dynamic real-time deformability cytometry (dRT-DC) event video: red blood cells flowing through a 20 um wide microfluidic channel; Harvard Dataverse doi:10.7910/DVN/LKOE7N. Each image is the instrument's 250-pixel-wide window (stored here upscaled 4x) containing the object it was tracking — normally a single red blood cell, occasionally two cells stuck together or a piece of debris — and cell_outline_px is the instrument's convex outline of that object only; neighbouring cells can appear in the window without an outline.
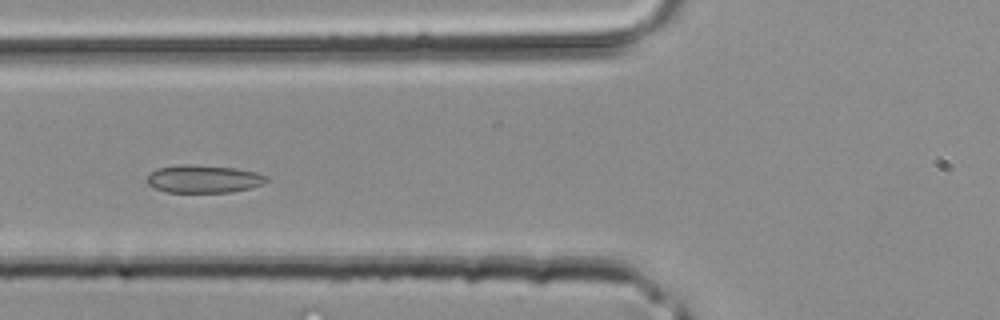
{"species": "common noctule bat (a hibernating species)", "species_latin": "Nyctalus noctula", "temperature_condition": "room temperature", "stored_images_in_passage": 37, "camera_frame_rate_fps": 3000, "um_per_image_px": 0.085, "animal": {"sex": "male", "body_mass_g": 20.4}, "frame": {"image": 1, "passage_image": 12, "time_ms": 3.667, "image_size_px": [1000, 320], "cell_outline_px": [[268, 180], [252, 188], [232, 192], [164, 192], [148, 184], [148, 176], [156, 168], [180, 164], [184, 164], [236, 168], [256, 172], [268, 176]], "centroid_in_image_um": [17.32, 15.21], "position_along_channel_um": 108.5, "area_um2": 19.31}}
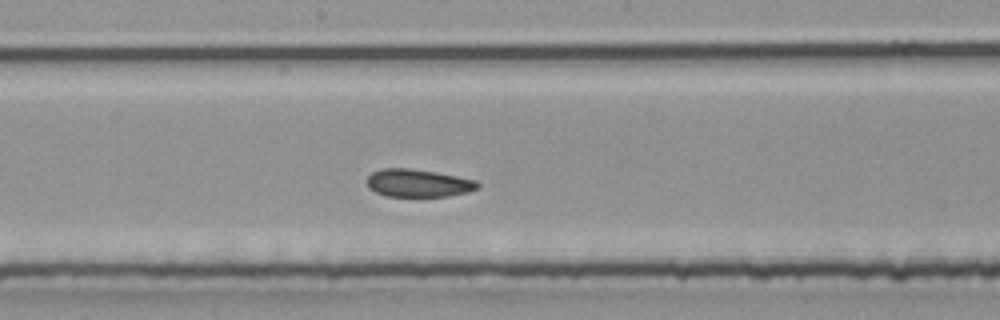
{"frame": {"image": 2, "passage_image": 18, "time_ms": 5.667, "image_size_px": [1000, 320], "cell_outline_px": [[480, 188], [468, 192], [448, 196], [388, 196], [376, 192], [368, 188], [368, 176], [372, 172], [380, 168], [408, 168], [456, 176], [476, 180], [480, 184]], "centroid_in_image_um": [35.55, 15.56], "position_along_channel_um": 212.6, "area_um2": 17.8}}
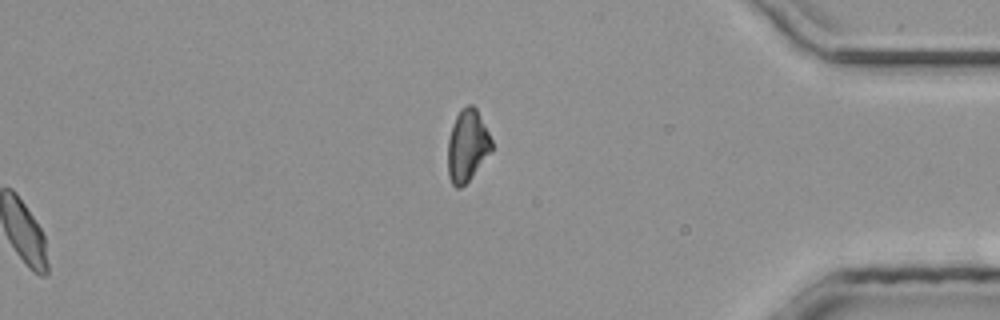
{"frame": {"image": 3, "passage_image": 37, "time_ms": 12.0, "image_size_px": [1000, 320], "cell_outline_px": [[492, 152], [472, 176], [460, 188], [456, 188], [452, 184], [448, 176], [448, 140], [452, 124], [460, 108], [468, 104], [472, 104], [476, 108], [492, 140]], "centroid_in_image_um": [39.72, 12.37], "position_along_channel_um": 395.5, "area_um2": 18.44}}